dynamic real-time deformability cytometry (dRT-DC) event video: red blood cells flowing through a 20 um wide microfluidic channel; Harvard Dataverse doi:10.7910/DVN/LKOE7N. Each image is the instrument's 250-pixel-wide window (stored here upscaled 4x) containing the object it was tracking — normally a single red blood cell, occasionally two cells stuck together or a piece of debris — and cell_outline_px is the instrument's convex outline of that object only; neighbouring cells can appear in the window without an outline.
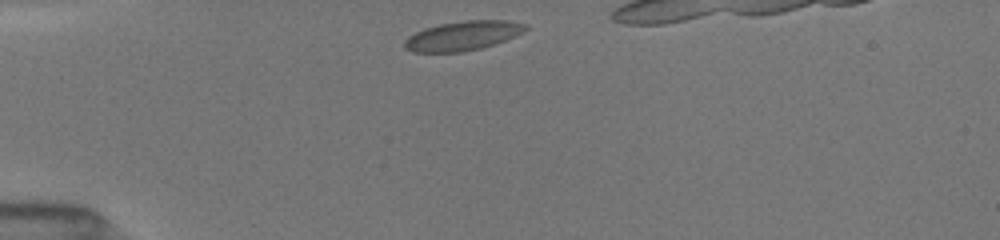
{"species": "common noctule bat (a hibernating species)", "species_latin": "Nyctalus noctula", "temperature_condition": "room temperature", "stored_images_in_passage": 33, "camera_frame_rate_fps": 3000, "um_per_image_px": 0.085, "animal": {"sex": "female", "body_mass_g": 19.5, "forearm_length_mm": 54.1}, "frame": {"image": 1, "passage_image": 1, "time_ms": 0.0, "image_size_px": [1000, 240], "cell_outline_px": [[528, 28], [524, 32], [516, 36], [480, 48], [460, 52], [412, 52], [404, 48], [404, 40], [408, 36], [424, 28], [440, 24], [464, 20], [508, 20], [528, 24]], "centroid_in_image_um": [39.34, 3.03], "position_along_channel_um": 45.7, "area_um2": 20.75}}
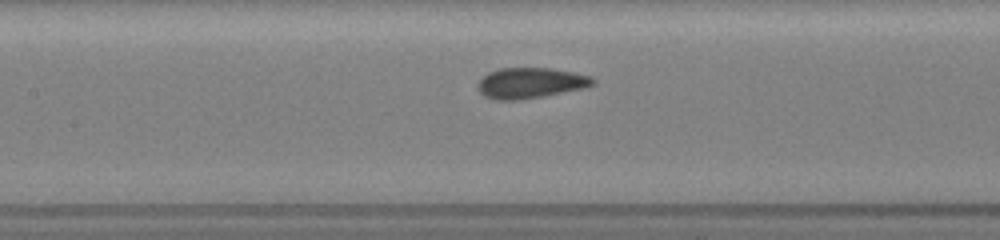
{"frame": {"image": 2, "passage_image": 12, "time_ms": 3.667, "image_size_px": [1000, 240], "cell_outline_px": [[596, 84], [584, 88], [544, 96], [520, 100], [496, 100], [484, 96], [480, 92], [476, 84], [488, 72], [500, 68], [552, 68], [592, 76], [596, 80]], "centroid_in_image_um": [45.1, 7.05], "position_along_channel_um": 162.3, "area_um2": 20.69}}
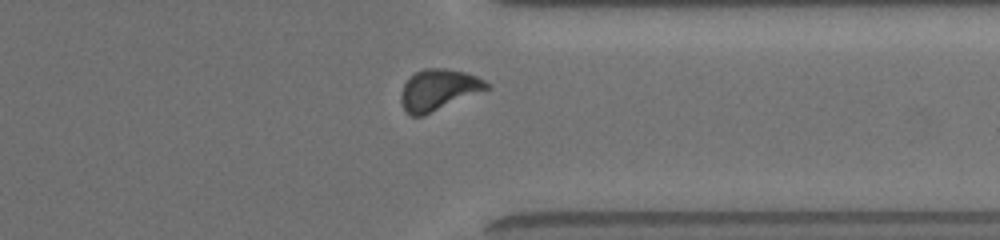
{"frame": {"image": 3, "passage_image": 28, "time_ms": 9.0, "image_size_px": [1000, 240], "cell_outline_px": [[492, 88], [424, 116], [412, 116], [404, 108], [400, 100], [400, 92], [404, 84], [416, 72], [424, 68], [444, 68], [464, 72], [476, 76], [492, 84]], "centroid_in_image_um": [37.31, 7.64], "position_along_channel_um": 374.1, "area_um2": 20.69}, "authors_computed_cell_mechanics": {"area_um2": 20.2878, "velocity_mm_per_s": 3.9904, "shape_relaxation_time_tau1_ms": 4.1846, "shape_relaxation_time_tau2_ms": 0.8501, "deformation_change_tau1": 0.1109, "deformation_change_tau2": 0.055}}